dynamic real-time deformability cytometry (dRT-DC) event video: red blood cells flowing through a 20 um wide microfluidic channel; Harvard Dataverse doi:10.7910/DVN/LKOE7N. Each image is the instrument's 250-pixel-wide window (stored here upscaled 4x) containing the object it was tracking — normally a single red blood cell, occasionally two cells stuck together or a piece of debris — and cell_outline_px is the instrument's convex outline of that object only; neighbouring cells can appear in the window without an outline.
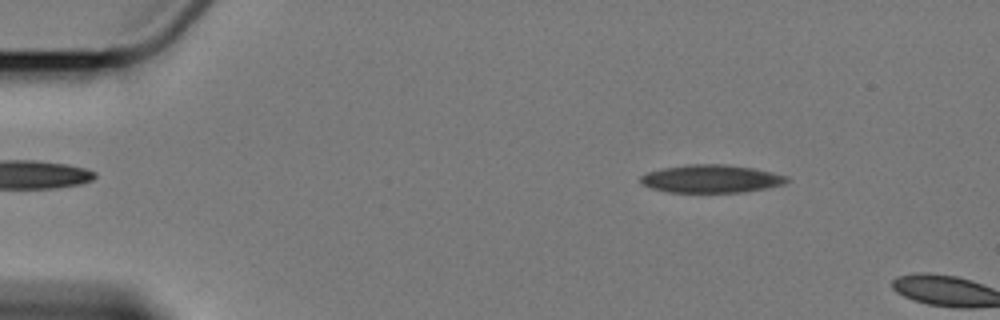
{"species": "Egyptian fruit bat (a non-hibernating species)", "species_latin": "Rousettus aegyptiacus", "temperature_condition": "cold", "stored_images_in_passage": 3, "camera_frame_rate_fps": 3000, "um_per_image_px": 0.085, "animal": {"sex": "female"}, "frame": {"image": 1, "passage_image": 2, "time_ms": 1.333, "image_size_px": [1000, 320], "cell_outline_px": [[792, 180], [784, 184], [768, 188], [744, 192], [668, 192], [652, 188], [640, 184], [640, 176], [648, 172], [664, 168], [688, 164], [724, 164], [752, 168], [772, 172], [788, 176]], "centroid_in_image_um": [60.48, 15.2], "position_along_channel_um": 24.5, "area_um2": 23.93}}